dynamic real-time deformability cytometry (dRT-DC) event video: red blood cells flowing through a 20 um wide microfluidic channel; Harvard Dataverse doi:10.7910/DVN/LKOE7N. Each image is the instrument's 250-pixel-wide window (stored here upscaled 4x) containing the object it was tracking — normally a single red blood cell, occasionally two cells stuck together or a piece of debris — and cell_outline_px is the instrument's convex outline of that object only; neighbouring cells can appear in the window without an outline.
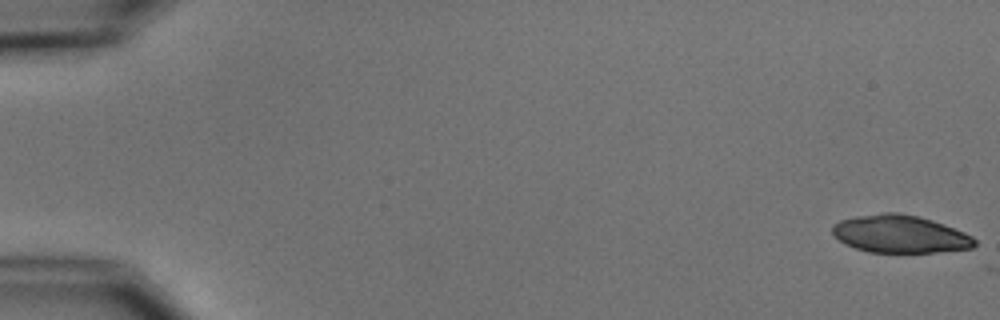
{"species": "common noctule bat (a hibernating species)", "species_latin": "Nyctalus noctula", "temperature_condition": "cold", "stored_images_in_passage": 3, "camera_frame_rate_fps": 3000, "um_per_image_px": 0.085, "animal": {"sex": "male", "body_mass_g": 15.6}, "frame": {"image": 1, "passage_image": 1, "time_ms": 0.0, "image_size_px": [1000, 320], "cell_outline_px": [[976, 244], [972, 248], [936, 252], [868, 252], [844, 244], [832, 232], [832, 224], [840, 220], [856, 216], [884, 212], [900, 212], [932, 220], [944, 224], [964, 232], [972, 236], [976, 240]], "centroid_in_image_um": [76.49, 19.89], "position_along_channel_um": 8.5, "area_um2": 31.21}}